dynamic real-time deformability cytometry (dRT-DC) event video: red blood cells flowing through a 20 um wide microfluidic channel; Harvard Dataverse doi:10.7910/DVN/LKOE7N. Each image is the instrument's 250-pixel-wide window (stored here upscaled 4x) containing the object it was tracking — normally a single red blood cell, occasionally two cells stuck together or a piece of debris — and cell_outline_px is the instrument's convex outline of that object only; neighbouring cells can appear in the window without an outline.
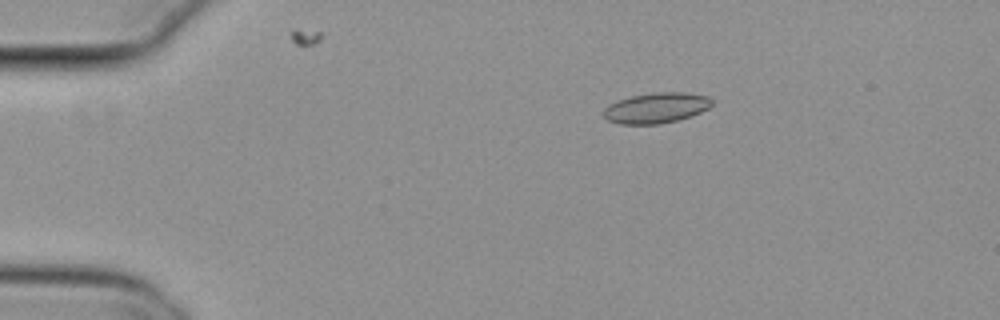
{"species": "common noctule bat (a hibernating species)", "species_latin": "Nyctalus noctula", "temperature_condition": "cold", "stored_images_in_passage": 13, "camera_frame_rate_fps": 3000, "um_per_image_px": 0.085, "animal": {"sex": "female", "body_mass_g": 29.2, "forearm_length_mm": 56.3}, "frame": {"image": 1, "passage_image": 2, "time_ms": 0.333, "image_size_px": [1000, 320], "cell_outline_px": [[712, 104], [708, 108], [700, 112], [676, 120], [660, 124], [620, 124], [608, 120], [604, 116], [604, 108], [608, 104], [632, 96], [652, 92], [684, 92], [708, 96], [712, 100]], "centroid_in_image_um": [55.77, 9.16], "position_along_channel_um": 29.2, "area_um2": 19.07}}
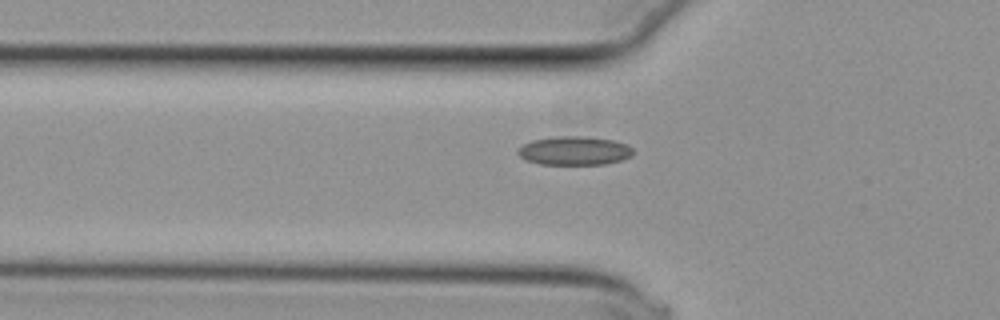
{"frame": {"image": 2, "passage_image": 11, "time_ms": 3.333, "image_size_px": [1000, 320], "cell_outline_px": [[632, 156], [620, 160], [604, 164], [540, 164], [524, 160], [516, 152], [524, 144], [532, 140], [556, 136], [584, 136], [612, 140], [628, 144], [632, 148]], "centroid_in_image_um": [48.81, 12.81], "position_along_channel_um": 77.0, "area_um2": 19.25}}